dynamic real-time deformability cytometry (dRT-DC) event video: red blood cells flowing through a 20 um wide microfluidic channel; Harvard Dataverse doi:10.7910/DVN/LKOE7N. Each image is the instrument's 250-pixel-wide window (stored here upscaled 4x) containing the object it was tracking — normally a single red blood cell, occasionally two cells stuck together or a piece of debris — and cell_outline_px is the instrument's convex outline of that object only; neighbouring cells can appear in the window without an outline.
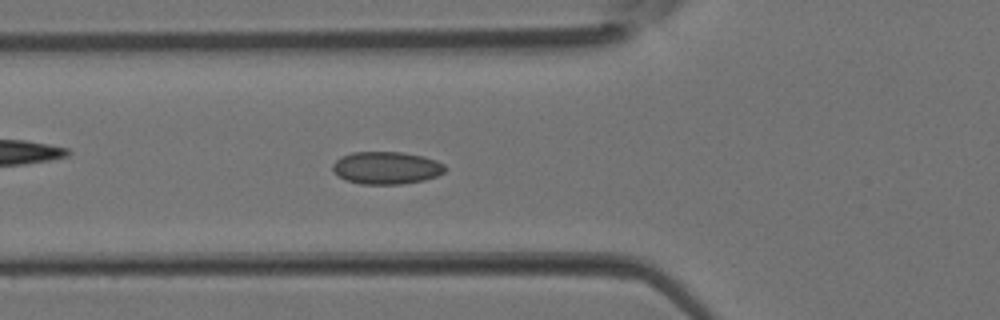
{"species": "Egyptian fruit bat (a non-hibernating species)", "species_latin": "Rousettus aegyptiacus", "temperature_condition": "room temperature", "stored_images_in_passage": 39, "camera_frame_rate_fps": 3000, "um_per_image_px": 0.085, "animal": {"sex": "female"}, "frame": {"image": 1, "passage_image": 14, "time_ms": 4.333, "image_size_px": [1000, 320], "cell_outline_px": [[448, 168], [444, 172], [436, 176], [424, 180], [400, 184], [360, 184], [344, 180], [332, 168], [332, 164], [340, 156], [352, 152], [400, 152], [424, 156], [436, 160], [444, 164]], "centroid_in_image_um": [32.85, 14.26], "position_along_channel_um": 92.9, "area_um2": 21.39}}
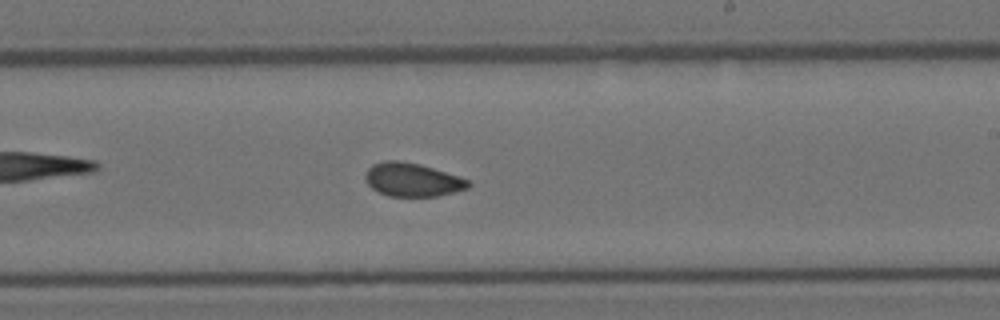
{"frame": {"image": 2, "passage_image": 23, "time_ms": 7.333, "image_size_px": [1000, 320], "cell_outline_px": [[472, 184], [468, 188], [436, 196], [388, 196], [372, 188], [364, 180], [364, 176], [368, 168], [372, 164], [384, 160], [400, 160], [420, 164], [468, 180]], "centroid_in_image_um": [34.99, 15.27], "position_along_channel_um": 254.0, "area_um2": 19.94}}
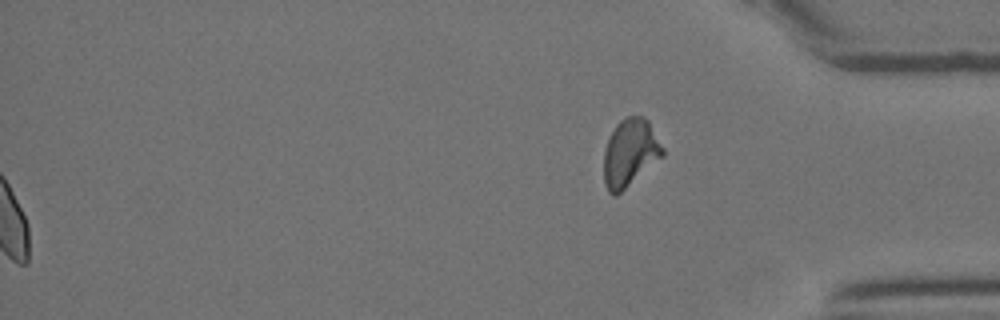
{"frame": {"image": 3, "passage_image": 39, "time_ms": 12.667, "image_size_px": [1000, 320], "cell_outline_px": [[664, 156], [616, 196], [612, 196], [608, 192], [604, 184], [604, 148], [608, 136], [616, 124], [624, 116], [644, 116], [648, 120], [664, 148]], "centroid_in_image_um": [53.54, 12.98], "position_along_channel_um": 381.7, "area_um2": 23.52}}